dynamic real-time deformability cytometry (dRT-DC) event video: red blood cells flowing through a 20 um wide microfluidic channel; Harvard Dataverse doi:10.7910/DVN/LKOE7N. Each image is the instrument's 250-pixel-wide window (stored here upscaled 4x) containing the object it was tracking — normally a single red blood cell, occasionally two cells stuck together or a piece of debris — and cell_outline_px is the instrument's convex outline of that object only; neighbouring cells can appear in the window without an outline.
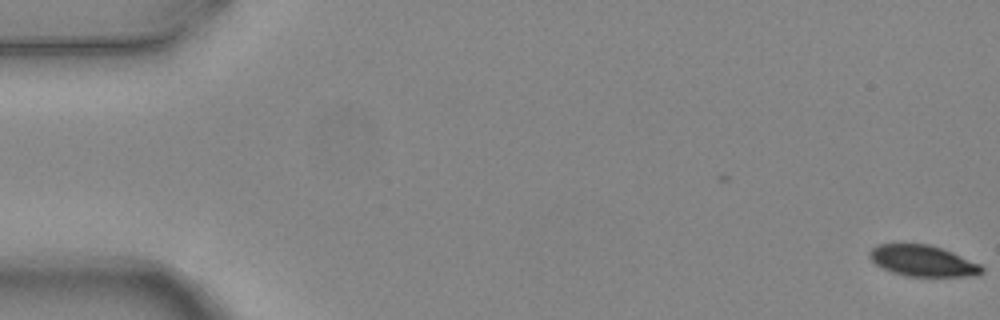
{"species": "common noctule bat (a hibernating species)", "species_latin": "Nyctalus noctula", "temperature_condition": "warm", "stored_images_in_passage": 6, "camera_frame_rate_fps": 3000, "um_per_image_px": 0.085, "animal": {"sex": "female", "body_mass_g": 24.6, "forearm_length_mm": 56.2}, "frame": {"image": 1, "passage_image": 1, "time_ms": 0.0, "image_size_px": [1000, 320], "cell_outline_px": [[984, 272], [976, 276], [908, 276], [892, 272], [876, 264], [868, 256], [868, 252], [876, 244], [932, 244], [952, 252], [980, 264], [984, 268]], "centroid_in_image_um": [78.45, 22.16], "position_along_channel_um": 6.6, "area_um2": 20.35}}
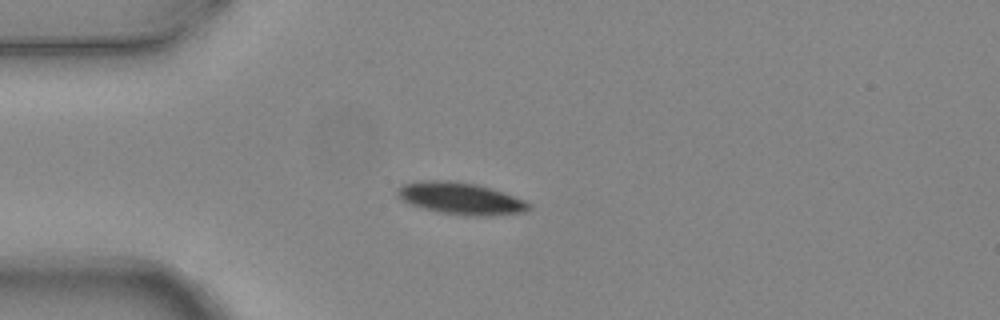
{"frame": {"image": 2, "passage_image": 5, "time_ms": 1.333, "image_size_px": [1000, 320], "cell_outline_px": [[532, 208], [524, 212], [492, 216], [476, 216], [440, 212], [424, 208], [412, 204], [404, 200], [396, 192], [404, 184], [428, 180], [448, 180], [476, 184], [492, 188], [504, 192], [524, 200], [532, 204]], "centroid_in_image_um": [39.25, 16.87], "position_along_channel_um": 45.7, "area_um2": 24.16}}
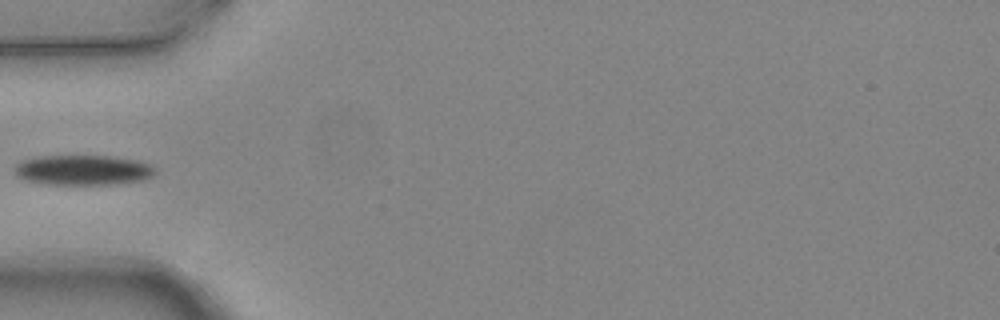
{"frame": {"image": 3, "passage_image": 6, "time_ms": 1.667, "image_size_px": [1000, 320], "cell_outline_px": [[156, 172], [152, 176], [144, 180], [116, 184], [44, 184], [24, 180], [16, 176], [12, 168], [16, 164], [24, 160], [44, 156], [108, 156], [140, 160], [156, 168]], "centroid_in_image_um": [7.06, 14.46], "position_along_channel_um": 77.9, "area_um2": 24.8}}